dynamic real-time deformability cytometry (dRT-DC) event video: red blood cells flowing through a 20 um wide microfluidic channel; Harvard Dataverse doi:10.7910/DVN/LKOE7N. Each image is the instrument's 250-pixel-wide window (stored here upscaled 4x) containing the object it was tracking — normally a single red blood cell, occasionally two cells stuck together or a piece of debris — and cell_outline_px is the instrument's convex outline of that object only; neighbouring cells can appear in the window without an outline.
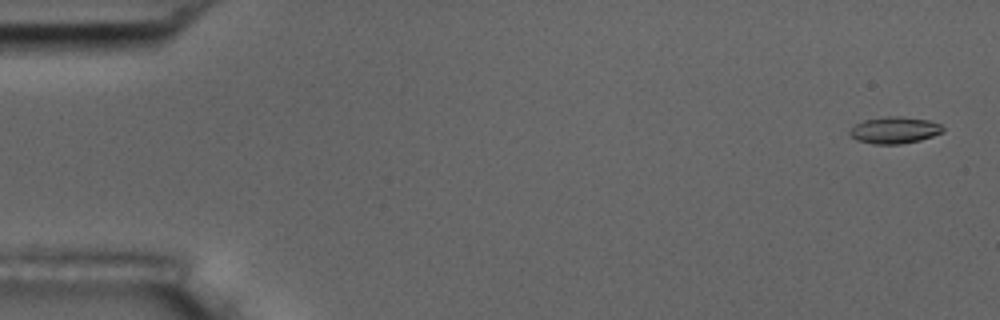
{"species": "common noctule bat (a hibernating species)", "species_latin": "Nyctalus noctula", "temperature_condition": "room temperature", "stored_images_in_passage": 6, "camera_frame_rate_fps": 3000, "um_per_image_px": 0.085, "animal": {"sex": "male", "body_mass_g": 17.5, "forearm_length_mm": 52.3}, "frame": {"image": 1, "passage_image": 1, "time_ms": 0.0, "image_size_px": [1000, 320], "cell_outline_px": [[944, 132], [920, 140], [900, 144], [872, 144], [856, 140], [848, 132], [856, 124], [864, 120], [888, 116], [900, 116], [928, 120], [940, 124], [944, 128]], "centroid_in_image_um": [76.04, 11.06], "position_along_channel_um": 9.0, "area_um2": 14.45}}
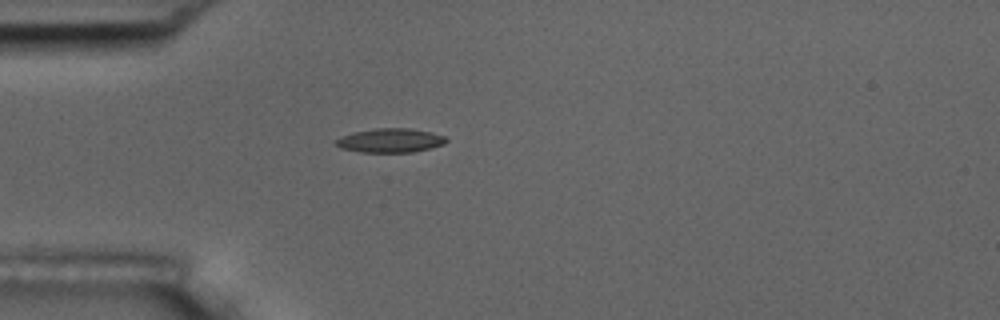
{"frame": {"image": 2, "passage_image": 5, "time_ms": 4.667, "image_size_px": [1000, 320], "cell_outline_px": [[448, 140], [444, 144], [432, 148], [412, 152], [360, 152], [340, 148], [336, 144], [336, 140], [340, 136], [352, 132], [376, 128], [408, 128], [432, 132], [444, 136]], "centroid_in_image_um": [33.17, 11.93], "position_along_channel_um": 51.8, "area_um2": 15.55}}